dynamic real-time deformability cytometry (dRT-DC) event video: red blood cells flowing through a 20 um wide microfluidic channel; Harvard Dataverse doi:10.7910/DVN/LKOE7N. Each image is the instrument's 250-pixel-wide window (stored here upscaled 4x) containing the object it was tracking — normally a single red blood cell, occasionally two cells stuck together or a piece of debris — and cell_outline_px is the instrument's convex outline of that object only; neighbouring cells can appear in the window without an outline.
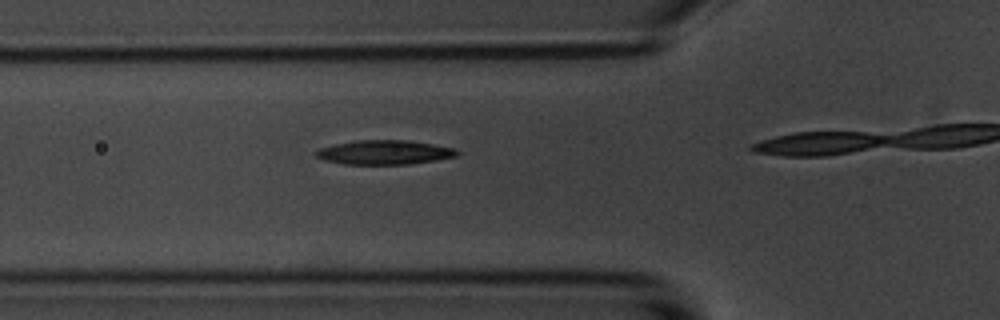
{"species": "common noctule bat (a hibernating species)", "species_latin": "Nyctalus noctula", "temperature_condition": "room temperature", "stored_images_in_passage": 18, "camera_frame_rate_fps": 3000, "um_per_image_px": 0.085, "animal": {"sex": "male", "body_mass_g": 20.1, "forearm_length_mm": 53.5}, "frame": {"image": 1, "passage_image": 14, "time_ms": 4.333, "image_size_px": [1000, 320], "cell_outline_px": [[460, 152], [456, 156], [436, 160], [408, 164], [344, 164], [324, 160], [316, 156], [316, 152], [320, 148], [336, 144], [356, 140], [408, 140], [456, 148]], "centroid_in_image_um": [32.71, 12.95], "position_along_channel_um": 93.1, "area_um2": 19.83}}